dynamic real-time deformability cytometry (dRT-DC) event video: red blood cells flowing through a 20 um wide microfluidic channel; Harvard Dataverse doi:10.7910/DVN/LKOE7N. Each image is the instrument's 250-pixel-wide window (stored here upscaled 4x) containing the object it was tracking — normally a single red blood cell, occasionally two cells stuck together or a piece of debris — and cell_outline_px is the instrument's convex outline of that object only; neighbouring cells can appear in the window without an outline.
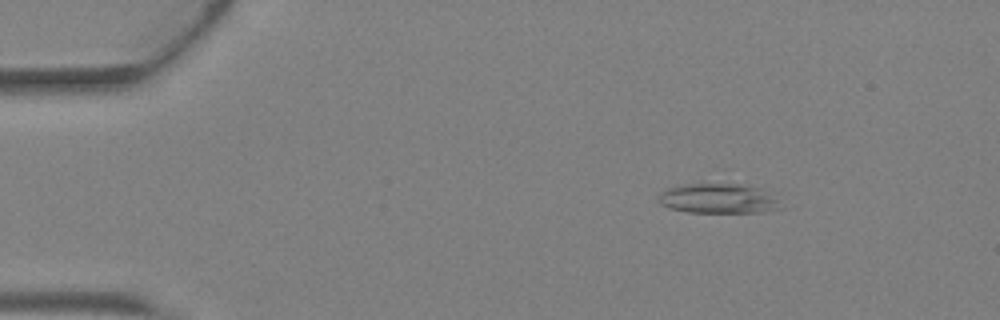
{"species": "Egyptian fruit bat (a non-hibernating species)", "species_latin": "Rousettus aegyptiacus", "temperature_condition": "warm", "stored_images_in_passage": 3, "camera_frame_rate_fps": 3000, "um_per_image_px": 0.085, "animal": {"sex": "female"}, "frame": {"image": 1, "passage_image": 1, "time_ms": 0.0, "image_size_px": [1000, 320], "cell_outline_px": [[784, 208], [760, 212], [688, 212], [668, 208], [660, 204], [660, 192], [668, 188], [684, 184], [744, 184], [756, 188], [776, 200]], "centroid_in_image_um": [60.99, 16.89], "position_along_channel_um": 24.0, "area_um2": 20.75}}
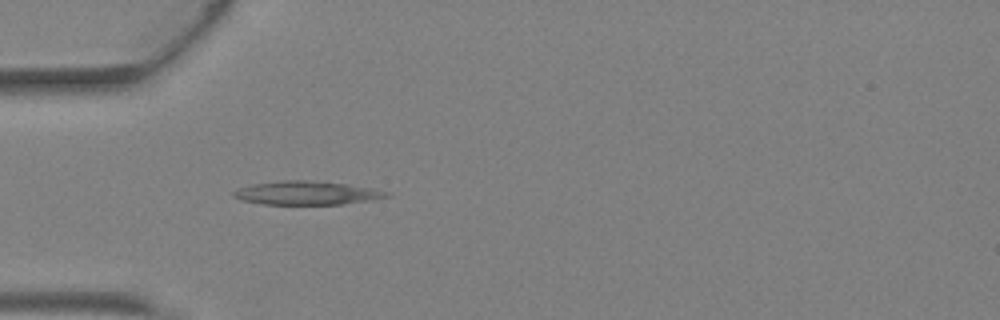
{"frame": {"image": 2, "passage_image": 3, "time_ms": 0.667, "image_size_px": [1000, 320], "cell_outline_px": [[392, 196], [372, 200], [344, 204], [260, 204], [240, 200], [232, 196], [232, 192], [240, 188], [252, 184], [280, 180], [304, 180], [344, 184], [372, 188], [388, 192]], "centroid_in_image_um": [26.05, 16.41], "position_along_channel_um": 59.0, "area_um2": 20.98}}